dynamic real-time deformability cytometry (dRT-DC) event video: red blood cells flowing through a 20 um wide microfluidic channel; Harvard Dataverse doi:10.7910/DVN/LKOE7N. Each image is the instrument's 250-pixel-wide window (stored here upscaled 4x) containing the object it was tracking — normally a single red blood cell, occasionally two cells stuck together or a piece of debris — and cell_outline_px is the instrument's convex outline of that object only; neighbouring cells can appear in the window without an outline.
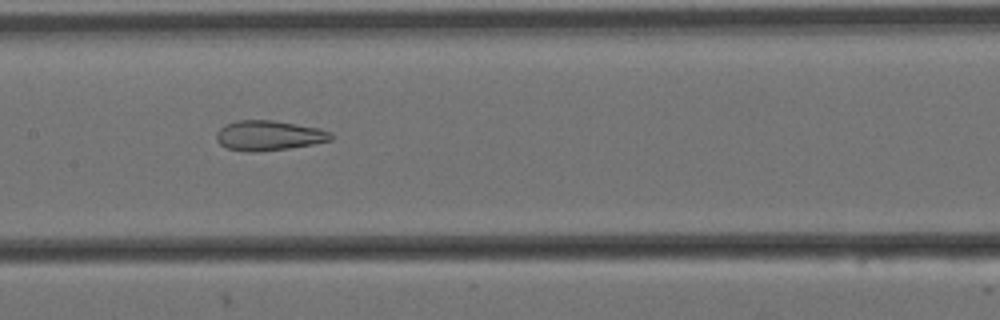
{"species": "Egyptian fruit bat (a non-hibernating species)", "species_latin": "Rousettus aegyptiacus", "temperature_condition": "cold", "stored_images_in_passage": 10, "camera_frame_rate_fps": 3000, "um_per_image_px": 0.085, "animal": {"sex": "female"}, "frame": {"image": 1, "passage_image": 7, "time_ms": 2.0, "image_size_px": [1000, 320], "cell_outline_px": [[332, 140], [312, 144], [288, 148], [252, 152], [248, 152], [228, 148], [220, 144], [216, 140], [216, 132], [224, 124], [236, 120], [272, 120], [320, 128], [332, 132]], "centroid_in_image_um": [22.83, 11.51], "position_along_channel_um": 184.6, "area_um2": 20.0}}
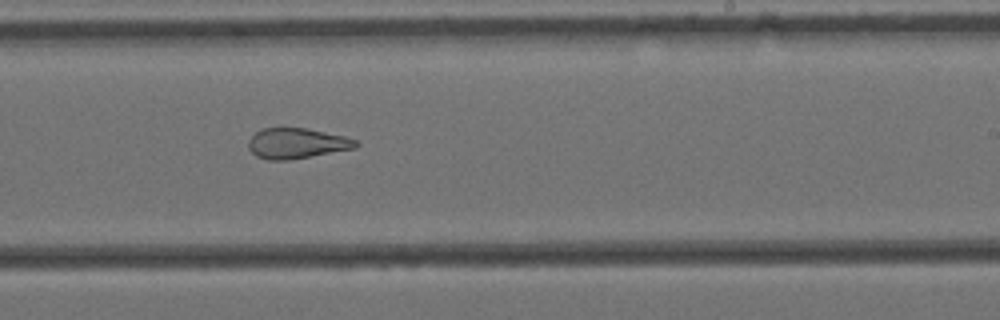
{"frame": {"image": 2, "passage_image": 9, "time_ms": 2.667, "image_size_px": [1000, 320], "cell_outline_px": [[360, 144], [356, 148], [288, 160], [268, 160], [256, 156], [248, 148], [248, 140], [260, 128], [308, 128], [344, 136], [356, 140]], "centroid_in_image_um": [25.21, 12.18], "position_along_channel_um": 263.8, "area_um2": 19.07}}